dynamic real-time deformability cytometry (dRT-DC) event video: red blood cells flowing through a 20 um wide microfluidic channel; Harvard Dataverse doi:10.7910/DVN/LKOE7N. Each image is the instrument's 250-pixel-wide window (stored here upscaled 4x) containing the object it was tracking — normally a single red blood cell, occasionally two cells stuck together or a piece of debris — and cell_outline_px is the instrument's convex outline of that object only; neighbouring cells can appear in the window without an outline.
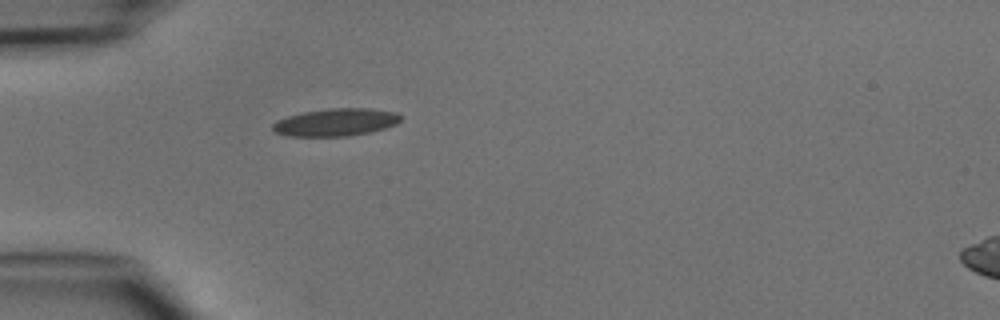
{"species": "common noctule bat (a hibernating species)", "species_latin": "Nyctalus noctula", "temperature_condition": "cold", "stored_images_in_passage": 1, "camera_frame_rate_fps": 3000, "um_per_image_px": 0.085, "animal": {"sex": "male", "body_mass_g": 15.6}, "frame": {"image": 1, "passage_image": 1, "time_ms": 0.0, "image_size_px": [1000, 320], "cell_outline_px": [[400, 120], [396, 124], [384, 128], [368, 132], [348, 136], [288, 136], [276, 132], [272, 128], [272, 124], [276, 120], [288, 116], [304, 112], [328, 108], [368, 108], [396, 112], [400, 116]], "centroid_in_image_um": [28.52, 10.39], "position_along_channel_um": 56.5, "area_um2": 20.4}}